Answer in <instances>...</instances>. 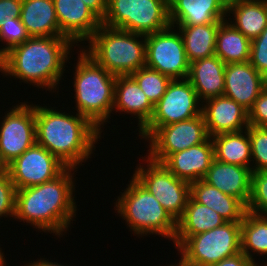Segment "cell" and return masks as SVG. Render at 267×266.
I'll return each mask as SVG.
<instances>
[{
    "mask_svg": "<svg viewBox=\"0 0 267 266\" xmlns=\"http://www.w3.org/2000/svg\"><path fill=\"white\" fill-rule=\"evenodd\" d=\"M74 170L67 167L50 181L16 190L14 219L31 223L39 231H48L57 237L67 231L77 211L73 197L74 172H71Z\"/></svg>",
    "mask_w": 267,
    "mask_h": 266,
    "instance_id": "cell-1",
    "label": "cell"
},
{
    "mask_svg": "<svg viewBox=\"0 0 267 266\" xmlns=\"http://www.w3.org/2000/svg\"><path fill=\"white\" fill-rule=\"evenodd\" d=\"M36 143L46 148L64 165L75 168L93 154L102 131L87 117L77 113L34 105ZM94 148V149H93Z\"/></svg>",
    "mask_w": 267,
    "mask_h": 266,
    "instance_id": "cell-2",
    "label": "cell"
},
{
    "mask_svg": "<svg viewBox=\"0 0 267 266\" xmlns=\"http://www.w3.org/2000/svg\"><path fill=\"white\" fill-rule=\"evenodd\" d=\"M73 44L65 36L30 37L0 58V72L51 92L64 76Z\"/></svg>",
    "mask_w": 267,
    "mask_h": 266,
    "instance_id": "cell-3",
    "label": "cell"
},
{
    "mask_svg": "<svg viewBox=\"0 0 267 266\" xmlns=\"http://www.w3.org/2000/svg\"><path fill=\"white\" fill-rule=\"evenodd\" d=\"M87 41L89 48L83 51L115 76L131 75L145 67V35L102 24Z\"/></svg>",
    "mask_w": 267,
    "mask_h": 266,
    "instance_id": "cell-4",
    "label": "cell"
},
{
    "mask_svg": "<svg viewBox=\"0 0 267 266\" xmlns=\"http://www.w3.org/2000/svg\"><path fill=\"white\" fill-rule=\"evenodd\" d=\"M79 52L73 82L76 111L101 130L113 111L116 76L98 65L83 49Z\"/></svg>",
    "mask_w": 267,
    "mask_h": 266,
    "instance_id": "cell-5",
    "label": "cell"
},
{
    "mask_svg": "<svg viewBox=\"0 0 267 266\" xmlns=\"http://www.w3.org/2000/svg\"><path fill=\"white\" fill-rule=\"evenodd\" d=\"M115 202V210L124 218L134 235H161L174 240L177 222L159 201L134 176Z\"/></svg>",
    "mask_w": 267,
    "mask_h": 266,
    "instance_id": "cell-6",
    "label": "cell"
},
{
    "mask_svg": "<svg viewBox=\"0 0 267 266\" xmlns=\"http://www.w3.org/2000/svg\"><path fill=\"white\" fill-rule=\"evenodd\" d=\"M102 24L137 34L149 35L169 27L167 0H107Z\"/></svg>",
    "mask_w": 267,
    "mask_h": 266,
    "instance_id": "cell-7",
    "label": "cell"
},
{
    "mask_svg": "<svg viewBox=\"0 0 267 266\" xmlns=\"http://www.w3.org/2000/svg\"><path fill=\"white\" fill-rule=\"evenodd\" d=\"M177 249L184 266H211L241 252V222L222 226L188 237Z\"/></svg>",
    "mask_w": 267,
    "mask_h": 266,
    "instance_id": "cell-8",
    "label": "cell"
},
{
    "mask_svg": "<svg viewBox=\"0 0 267 266\" xmlns=\"http://www.w3.org/2000/svg\"><path fill=\"white\" fill-rule=\"evenodd\" d=\"M200 102L202 103L187 78L171 80L165 94L154 105L151 119L139 131V136L147 139L158 127L201 115Z\"/></svg>",
    "mask_w": 267,
    "mask_h": 266,
    "instance_id": "cell-9",
    "label": "cell"
},
{
    "mask_svg": "<svg viewBox=\"0 0 267 266\" xmlns=\"http://www.w3.org/2000/svg\"><path fill=\"white\" fill-rule=\"evenodd\" d=\"M146 167L136 166L133 176L154 195L162 207L177 222L190 198V183L177 178L163 163L145 157Z\"/></svg>",
    "mask_w": 267,
    "mask_h": 266,
    "instance_id": "cell-10",
    "label": "cell"
},
{
    "mask_svg": "<svg viewBox=\"0 0 267 266\" xmlns=\"http://www.w3.org/2000/svg\"><path fill=\"white\" fill-rule=\"evenodd\" d=\"M170 25L164 30L146 35L145 66L173 79L188 78L190 62L182 36Z\"/></svg>",
    "mask_w": 267,
    "mask_h": 266,
    "instance_id": "cell-11",
    "label": "cell"
},
{
    "mask_svg": "<svg viewBox=\"0 0 267 266\" xmlns=\"http://www.w3.org/2000/svg\"><path fill=\"white\" fill-rule=\"evenodd\" d=\"M203 115L158 127L146 140L150 142L147 156L163 163L172 153L203 143L208 138Z\"/></svg>",
    "mask_w": 267,
    "mask_h": 266,
    "instance_id": "cell-12",
    "label": "cell"
},
{
    "mask_svg": "<svg viewBox=\"0 0 267 266\" xmlns=\"http://www.w3.org/2000/svg\"><path fill=\"white\" fill-rule=\"evenodd\" d=\"M13 107L0 123V158L6 166L36 143L34 105Z\"/></svg>",
    "mask_w": 267,
    "mask_h": 266,
    "instance_id": "cell-13",
    "label": "cell"
},
{
    "mask_svg": "<svg viewBox=\"0 0 267 266\" xmlns=\"http://www.w3.org/2000/svg\"><path fill=\"white\" fill-rule=\"evenodd\" d=\"M67 168L46 148L35 143L7 165L15 189L39 185L59 176Z\"/></svg>",
    "mask_w": 267,
    "mask_h": 266,
    "instance_id": "cell-14",
    "label": "cell"
},
{
    "mask_svg": "<svg viewBox=\"0 0 267 266\" xmlns=\"http://www.w3.org/2000/svg\"><path fill=\"white\" fill-rule=\"evenodd\" d=\"M60 32L74 44L87 41L102 20L82 0H53Z\"/></svg>",
    "mask_w": 267,
    "mask_h": 266,
    "instance_id": "cell-15",
    "label": "cell"
},
{
    "mask_svg": "<svg viewBox=\"0 0 267 266\" xmlns=\"http://www.w3.org/2000/svg\"><path fill=\"white\" fill-rule=\"evenodd\" d=\"M223 95L249 110L261 92L267 87V79L250 63H227Z\"/></svg>",
    "mask_w": 267,
    "mask_h": 266,
    "instance_id": "cell-16",
    "label": "cell"
},
{
    "mask_svg": "<svg viewBox=\"0 0 267 266\" xmlns=\"http://www.w3.org/2000/svg\"><path fill=\"white\" fill-rule=\"evenodd\" d=\"M204 102L202 115L209 137L248 128V110L233 99L223 95Z\"/></svg>",
    "mask_w": 267,
    "mask_h": 266,
    "instance_id": "cell-17",
    "label": "cell"
},
{
    "mask_svg": "<svg viewBox=\"0 0 267 266\" xmlns=\"http://www.w3.org/2000/svg\"><path fill=\"white\" fill-rule=\"evenodd\" d=\"M214 159V144L208 137L201 144L172 153L163 164L177 178L192 183L205 177Z\"/></svg>",
    "mask_w": 267,
    "mask_h": 266,
    "instance_id": "cell-18",
    "label": "cell"
},
{
    "mask_svg": "<svg viewBox=\"0 0 267 266\" xmlns=\"http://www.w3.org/2000/svg\"><path fill=\"white\" fill-rule=\"evenodd\" d=\"M225 0H171L169 20L174 27L206 25L227 18Z\"/></svg>",
    "mask_w": 267,
    "mask_h": 266,
    "instance_id": "cell-19",
    "label": "cell"
},
{
    "mask_svg": "<svg viewBox=\"0 0 267 266\" xmlns=\"http://www.w3.org/2000/svg\"><path fill=\"white\" fill-rule=\"evenodd\" d=\"M251 178V168L214 159L203 180L247 206L251 194Z\"/></svg>",
    "mask_w": 267,
    "mask_h": 266,
    "instance_id": "cell-20",
    "label": "cell"
},
{
    "mask_svg": "<svg viewBox=\"0 0 267 266\" xmlns=\"http://www.w3.org/2000/svg\"><path fill=\"white\" fill-rule=\"evenodd\" d=\"M225 66L226 64L217 55L190 63L187 79L200 101L203 100L202 103L208 99L223 96Z\"/></svg>",
    "mask_w": 267,
    "mask_h": 266,
    "instance_id": "cell-21",
    "label": "cell"
},
{
    "mask_svg": "<svg viewBox=\"0 0 267 266\" xmlns=\"http://www.w3.org/2000/svg\"><path fill=\"white\" fill-rule=\"evenodd\" d=\"M113 109L137 116L140 131L151 119L154 105L130 75L116 76Z\"/></svg>",
    "mask_w": 267,
    "mask_h": 266,
    "instance_id": "cell-22",
    "label": "cell"
},
{
    "mask_svg": "<svg viewBox=\"0 0 267 266\" xmlns=\"http://www.w3.org/2000/svg\"><path fill=\"white\" fill-rule=\"evenodd\" d=\"M190 196L215 210L226 222H242L247 206L239 199L224 194L203 179L190 183Z\"/></svg>",
    "mask_w": 267,
    "mask_h": 266,
    "instance_id": "cell-23",
    "label": "cell"
},
{
    "mask_svg": "<svg viewBox=\"0 0 267 266\" xmlns=\"http://www.w3.org/2000/svg\"><path fill=\"white\" fill-rule=\"evenodd\" d=\"M225 222L215 210L196 202L190 196L182 217L177 221L173 243L178 248L188 237L220 227Z\"/></svg>",
    "mask_w": 267,
    "mask_h": 266,
    "instance_id": "cell-24",
    "label": "cell"
},
{
    "mask_svg": "<svg viewBox=\"0 0 267 266\" xmlns=\"http://www.w3.org/2000/svg\"><path fill=\"white\" fill-rule=\"evenodd\" d=\"M20 19L30 37L64 36L53 0H23Z\"/></svg>",
    "mask_w": 267,
    "mask_h": 266,
    "instance_id": "cell-25",
    "label": "cell"
},
{
    "mask_svg": "<svg viewBox=\"0 0 267 266\" xmlns=\"http://www.w3.org/2000/svg\"><path fill=\"white\" fill-rule=\"evenodd\" d=\"M227 14H234L230 24L253 40L267 26V0H234L227 3ZM233 23V24H232Z\"/></svg>",
    "mask_w": 267,
    "mask_h": 266,
    "instance_id": "cell-26",
    "label": "cell"
},
{
    "mask_svg": "<svg viewBox=\"0 0 267 266\" xmlns=\"http://www.w3.org/2000/svg\"><path fill=\"white\" fill-rule=\"evenodd\" d=\"M211 139L217 161L251 168L252 154L248 129L218 134Z\"/></svg>",
    "mask_w": 267,
    "mask_h": 266,
    "instance_id": "cell-27",
    "label": "cell"
},
{
    "mask_svg": "<svg viewBox=\"0 0 267 266\" xmlns=\"http://www.w3.org/2000/svg\"><path fill=\"white\" fill-rule=\"evenodd\" d=\"M223 21L206 25L177 26L190 63L215 55L216 34Z\"/></svg>",
    "mask_w": 267,
    "mask_h": 266,
    "instance_id": "cell-28",
    "label": "cell"
},
{
    "mask_svg": "<svg viewBox=\"0 0 267 266\" xmlns=\"http://www.w3.org/2000/svg\"><path fill=\"white\" fill-rule=\"evenodd\" d=\"M224 20L216 34L215 55L225 64L247 62L250 58L251 40Z\"/></svg>",
    "mask_w": 267,
    "mask_h": 266,
    "instance_id": "cell-29",
    "label": "cell"
},
{
    "mask_svg": "<svg viewBox=\"0 0 267 266\" xmlns=\"http://www.w3.org/2000/svg\"><path fill=\"white\" fill-rule=\"evenodd\" d=\"M241 251L254 263L253 254L267 255V216L245 213L241 222Z\"/></svg>",
    "mask_w": 267,
    "mask_h": 266,
    "instance_id": "cell-30",
    "label": "cell"
},
{
    "mask_svg": "<svg viewBox=\"0 0 267 266\" xmlns=\"http://www.w3.org/2000/svg\"><path fill=\"white\" fill-rule=\"evenodd\" d=\"M130 76L137 82L153 105L165 94L172 80L170 77L146 66L133 72Z\"/></svg>",
    "mask_w": 267,
    "mask_h": 266,
    "instance_id": "cell-31",
    "label": "cell"
},
{
    "mask_svg": "<svg viewBox=\"0 0 267 266\" xmlns=\"http://www.w3.org/2000/svg\"><path fill=\"white\" fill-rule=\"evenodd\" d=\"M247 211L267 216V170L252 172L251 194Z\"/></svg>",
    "mask_w": 267,
    "mask_h": 266,
    "instance_id": "cell-32",
    "label": "cell"
},
{
    "mask_svg": "<svg viewBox=\"0 0 267 266\" xmlns=\"http://www.w3.org/2000/svg\"><path fill=\"white\" fill-rule=\"evenodd\" d=\"M251 154L254 166L252 172L267 170V127L248 126ZM255 161V162H254ZM256 165V166H255Z\"/></svg>",
    "mask_w": 267,
    "mask_h": 266,
    "instance_id": "cell-33",
    "label": "cell"
},
{
    "mask_svg": "<svg viewBox=\"0 0 267 266\" xmlns=\"http://www.w3.org/2000/svg\"><path fill=\"white\" fill-rule=\"evenodd\" d=\"M30 38L20 18H13L0 28V42L6 46L0 49V58L13 47L24 43Z\"/></svg>",
    "mask_w": 267,
    "mask_h": 266,
    "instance_id": "cell-34",
    "label": "cell"
},
{
    "mask_svg": "<svg viewBox=\"0 0 267 266\" xmlns=\"http://www.w3.org/2000/svg\"><path fill=\"white\" fill-rule=\"evenodd\" d=\"M249 63L267 79V26L251 40Z\"/></svg>",
    "mask_w": 267,
    "mask_h": 266,
    "instance_id": "cell-35",
    "label": "cell"
},
{
    "mask_svg": "<svg viewBox=\"0 0 267 266\" xmlns=\"http://www.w3.org/2000/svg\"><path fill=\"white\" fill-rule=\"evenodd\" d=\"M15 193L16 189L9 174L6 172L0 175V218L8 215L14 217Z\"/></svg>",
    "mask_w": 267,
    "mask_h": 266,
    "instance_id": "cell-36",
    "label": "cell"
},
{
    "mask_svg": "<svg viewBox=\"0 0 267 266\" xmlns=\"http://www.w3.org/2000/svg\"><path fill=\"white\" fill-rule=\"evenodd\" d=\"M249 125L255 127H267V87L248 110Z\"/></svg>",
    "mask_w": 267,
    "mask_h": 266,
    "instance_id": "cell-37",
    "label": "cell"
},
{
    "mask_svg": "<svg viewBox=\"0 0 267 266\" xmlns=\"http://www.w3.org/2000/svg\"><path fill=\"white\" fill-rule=\"evenodd\" d=\"M23 0H0V28L13 18H20Z\"/></svg>",
    "mask_w": 267,
    "mask_h": 266,
    "instance_id": "cell-38",
    "label": "cell"
},
{
    "mask_svg": "<svg viewBox=\"0 0 267 266\" xmlns=\"http://www.w3.org/2000/svg\"><path fill=\"white\" fill-rule=\"evenodd\" d=\"M252 260H250L242 251L234 256L222 259L220 262L211 266H255Z\"/></svg>",
    "mask_w": 267,
    "mask_h": 266,
    "instance_id": "cell-39",
    "label": "cell"
},
{
    "mask_svg": "<svg viewBox=\"0 0 267 266\" xmlns=\"http://www.w3.org/2000/svg\"><path fill=\"white\" fill-rule=\"evenodd\" d=\"M101 20L107 11V0H82Z\"/></svg>",
    "mask_w": 267,
    "mask_h": 266,
    "instance_id": "cell-40",
    "label": "cell"
},
{
    "mask_svg": "<svg viewBox=\"0 0 267 266\" xmlns=\"http://www.w3.org/2000/svg\"><path fill=\"white\" fill-rule=\"evenodd\" d=\"M25 266H64L62 264H58L57 262H49V260L41 259L38 261H34L33 263L25 264Z\"/></svg>",
    "mask_w": 267,
    "mask_h": 266,
    "instance_id": "cell-41",
    "label": "cell"
},
{
    "mask_svg": "<svg viewBox=\"0 0 267 266\" xmlns=\"http://www.w3.org/2000/svg\"><path fill=\"white\" fill-rule=\"evenodd\" d=\"M7 172V166L6 164L2 161L0 158V175H3L4 173Z\"/></svg>",
    "mask_w": 267,
    "mask_h": 266,
    "instance_id": "cell-42",
    "label": "cell"
},
{
    "mask_svg": "<svg viewBox=\"0 0 267 266\" xmlns=\"http://www.w3.org/2000/svg\"><path fill=\"white\" fill-rule=\"evenodd\" d=\"M5 257L3 253H0V266H5Z\"/></svg>",
    "mask_w": 267,
    "mask_h": 266,
    "instance_id": "cell-43",
    "label": "cell"
},
{
    "mask_svg": "<svg viewBox=\"0 0 267 266\" xmlns=\"http://www.w3.org/2000/svg\"><path fill=\"white\" fill-rule=\"evenodd\" d=\"M169 266H184V264L179 260V263L178 264H174V265L172 264V265H169Z\"/></svg>",
    "mask_w": 267,
    "mask_h": 266,
    "instance_id": "cell-44",
    "label": "cell"
},
{
    "mask_svg": "<svg viewBox=\"0 0 267 266\" xmlns=\"http://www.w3.org/2000/svg\"><path fill=\"white\" fill-rule=\"evenodd\" d=\"M227 3L231 2V1H234V0H225Z\"/></svg>",
    "mask_w": 267,
    "mask_h": 266,
    "instance_id": "cell-45",
    "label": "cell"
}]
</instances>
